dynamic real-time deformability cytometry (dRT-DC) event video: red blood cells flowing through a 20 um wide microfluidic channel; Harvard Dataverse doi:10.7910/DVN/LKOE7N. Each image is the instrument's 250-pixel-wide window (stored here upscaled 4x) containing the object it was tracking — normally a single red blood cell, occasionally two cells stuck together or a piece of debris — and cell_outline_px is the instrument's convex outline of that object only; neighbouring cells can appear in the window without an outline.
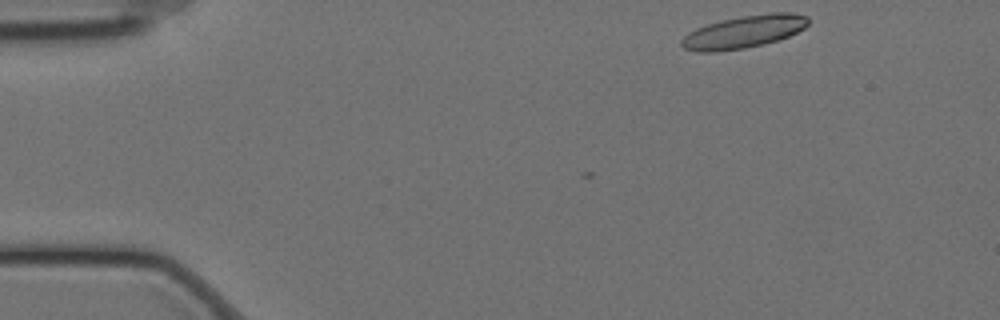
{"species": "Egyptian fruit bat (a non-hibernating species)", "species_latin": "Rousettus aegyptiacus", "temperature_condition": "cold", "stored_images_in_passage": 7, "camera_frame_rate_fps": 3000, "um_per_image_px": 0.085, "animal": {"sex": "female"}, "frame": {"image": 1, "passage_image": 1, "time_ms": 0.0, "image_size_px": [1000, 320], "cell_outline_px": [[808, 24], [804, 28], [788, 36], [764, 44], [744, 48], [716, 52], [696, 52], [684, 48], [680, 44], [680, 40], [688, 32], [696, 28], [708, 24], [724, 20], [744, 16], [772, 12], [792, 12], [808, 16]], "centroid_in_image_um": [63.21, 2.71], "position_along_channel_um": 21.8, "area_um2": 23.93}}